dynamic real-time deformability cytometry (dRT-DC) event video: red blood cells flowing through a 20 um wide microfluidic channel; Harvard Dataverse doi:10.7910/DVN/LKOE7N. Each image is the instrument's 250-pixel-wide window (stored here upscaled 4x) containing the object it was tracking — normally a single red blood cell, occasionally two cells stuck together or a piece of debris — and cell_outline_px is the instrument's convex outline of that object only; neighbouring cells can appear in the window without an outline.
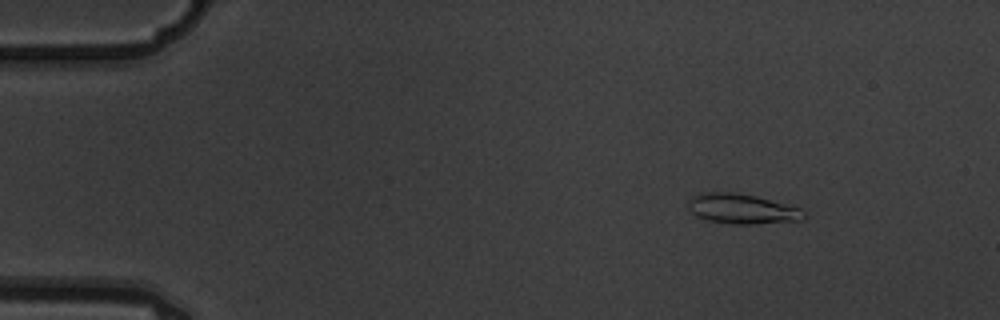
{"species": "common noctule bat (a hibernating species)", "species_latin": "Nyctalus noctula", "temperature_condition": "warm", "stored_images_in_passage": 6, "segment_of_instrument_passage": [1, 2], "camera_frame_rate_fps": 3000, "um_per_image_px": 0.085, "animal": {"sex": "male", "body_mass_g": 19.5, "forearm_length_mm": 54.6}, "frame": {"image": 1, "passage_image": 3, "time_ms": 0.667, "image_size_px": [1000, 320], "cell_outline_px": [[808, 216], [800, 220], [752, 224], [736, 224], [708, 220], [696, 216], [688, 208], [688, 204], [692, 196], [700, 192], [732, 192], [756, 196], [800, 208]], "centroid_in_image_um": [63.06, 17.74], "position_along_channel_um": 21.9, "area_um2": 20.06}}